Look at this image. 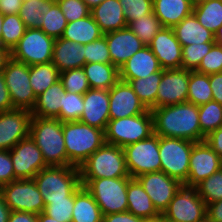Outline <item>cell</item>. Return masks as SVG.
<instances>
[{"label":"cell","instance_id":"obj_1","mask_svg":"<svg viewBox=\"0 0 222 222\" xmlns=\"http://www.w3.org/2000/svg\"><path fill=\"white\" fill-rule=\"evenodd\" d=\"M154 134L161 137L205 141L199 125V109L190 102L157 107L151 110Z\"/></svg>","mask_w":222,"mask_h":222},{"label":"cell","instance_id":"obj_2","mask_svg":"<svg viewBox=\"0 0 222 222\" xmlns=\"http://www.w3.org/2000/svg\"><path fill=\"white\" fill-rule=\"evenodd\" d=\"M30 136L42 152L48 166H73L65 150L63 122L56 118L32 116Z\"/></svg>","mask_w":222,"mask_h":222},{"label":"cell","instance_id":"obj_3","mask_svg":"<svg viewBox=\"0 0 222 222\" xmlns=\"http://www.w3.org/2000/svg\"><path fill=\"white\" fill-rule=\"evenodd\" d=\"M63 137L67 158L78 168L105 143L104 130L80 121L63 122Z\"/></svg>","mask_w":222,"mask_h":222},{"label":"cell","instance_id":"obj_4","mask_svg":"<svg viewBox=\"0 0 222 222\" xmlns=\"http://www.w3.org/2000/svg\"><path fill=\"white\" fill-rule=\"evenodd\" d=\"M33 179L45 206L50 200H66L81 186L79 168L75 166H48Z\"/></svg>","mask_w":222,"mask_h":222},{"label":"cell","instance_id":"obj_5","mask_svg":"<svg viewBox=\"0 0 222 222\" xmlns=\"http://www.w3.org/2000/svg\"><path fill=\"white\" fill-rule=\"evenodd\" d=\"M80 179L130 177L122 147L104 143L79 166Z\"/></svg>","mask_w":222,"mask_h":222},{"label":"cell","instance_id":"obj_6","mask_svg":"<svg viewBox=\"0 0 222 222\" xmlns=\"http://www.w3.org/2000/svg\"><path fill=\"white\" fill-rule=\"evenodd\" d=\"M131 177L80 179L103 215L127 212V188Z\"/></svg>","mask_w":222,"mask_h":222},{"label":"cell","instance_id":"obj_7","mask_svg":"<svg viewBox=\"0 0 222 222\" xmlns=\"http://www.w3.org/2000/svg\"><path fill=\"white\" fill-rule=\"evenodd\" d=\"M105 143L124 148L154 134L151 110L132 117L109 120L104 131Z\"/></svg>","mask_w":222,"mask_h":222},{"label":"cell","instance_id":"obj_8","mask_svg":"<svg viewBox=\"0 0 222 222\" xmlns=\"http://www.w3.org/2000/svg\"><path fill=\"white\" fill-rule=\"evenodd\" d=\"M194 143L187 139L159 136L161 171L184 184L188 178Z\"/></svg>","mask_w":222,"mask_h":222},{"label":"cell","instance_id":"obj_9","mask_svg":"<svg viewBox=\"0 0 222 222\" xmlns=\"http://www.w3.org/2000/svg\"><path fill=\"white\" fill-rule=\"evenodd\" d=\"M2 73L13 109H25L32 112L37 96L30 84L29 66L11 57Z\"/></svg>","mask_w":222,"mask_h":222},{"label":"cell","instance_id":"obj_10","mask_svg":"<svg viewBox=\"0 0 222 222\" xmlns=\"http://www.w3.org/2000/svg\"><path fill=\"white\" fill-rule=\"evenodd\" d=\"M123 150L126 168L131 178L161 171L158 135L152 134L145 140L126 145Z\"/></svg>","mask_w":222,"mask_h":222},{"label":"cell","instance_id":"obj_11","mask_svg":"<svg viewBox=\"0 0 222 222\" xmlns=\"http://www.w3.org/2000/svg\"><path fill=\"white\" fill-rule=\"evenodd\" d=\"M54 42L55 39L40 28H27L12 49L11 57L28 66L52 62Z\"/></svg>","mask_w":222,"mask_h":222},{"label":"cell","instance_id":"obj_12","mask_svg":"<svg viewBox=\"0 0 222 222\" xmlns=\"http://www.w3.org/2000/svg\"><path fill=\"white\" fill-rule=\"evenodd\" d=\"M0 196L11 211L40 214L45 204L34 179H16L0 187Z\"/></svg>","mask_w":222,"mask_h":222},{"label":"cell","instance_id":"obj_13","mask_svg":"<svg viewBox=\"0 0 222 222\" xmlns=\"http://www.w3.org/2000/svg\"><path fill=\"white\" fill-rule=\"evenodd\" d=\"M207 205L195 187L182 185L162 216L166 222H201L206 219Z\"/></svg>","mask_w":222,"mask_h":222},{"label":"cell","instance_id":"obj_14","mask_svg":"<svg viewBox=\"0 0 222 222\" xmlns=\"http://www.w3.org/2000/svg\"><path fill=\"white\" fill-rule=\"evenodd\" d=\"M9 152L17 179H33L37 173L48 167L31 136L19 141Z\"/></svg>","mask_w":222,"mask_h":222},{"label":"cell","instance_id":"obj_15","mask_svg":"<svg viewBox=\"0 0 222 222\" xmlns=\"http://www.w3.org/2000/svg\"><path fill=\"white\" fill-rule=\"evenodd\" d=\"M136 179L140 182L161 215L183 185L180 181L162 171L145 173L136 177Z\"/></svg>","mask_w":222,"mask_h":222},{"label":"cell","instance_id":"obj_16","mask_svg":"<svg viewBox=\"0 0 222 222\" xmlns=\"http://www.w3.org/2000/svg\"><path fill=\"white\" fill-rule=\"evenodd\" d=\"M222 158L205 142H195L189 163L187 181L183 184L195 187L204 179L221 169Z\"/></svg>","mask_w":222,"mask_h":222},{"label":"cell","instance_id":"obj_17","mask_svg":"<svg viewBox=\"0 0 222 222\" xmlns=\"http://www.w3.org/2000/svg\"><path fill=\"white\" fill-rule=\"evenodd\" d=\"M32 113L12 109L0 113V150H11L19 141L30 136Z\"/></svg>","mask_w":222,"mask_h":222},{"label":"cell","instance_id":"obj_18","mask_svg":"<svg viewBox=\"0 0 222 222\" xmlns=\"http://www.w3.org/2000/svg\"><path fill=\"white\" fill-rule=\"evenodd\" d=\"M190 71L185 69H163L158 86L156 108L187 101Z\"/></svg>","mask_w":222,"mask_h":222},{"label":"cell","instance_id":"obj_19","mask_svg":"<svg viewBox=\"0 0 222 222\" xmlns=\"http://www.w3.org/2000/svg\"><path fill=\"white\" fill-rule=\"evenodd\" d=\"M110 120L143 114L149 109L135 94L129 83L119 80L110 90Z\"/></svg>","mask_w":222,"mask_h":222},{"label":"cell","instance_id":"obj_20","mask_svg":"<svg viewBox=\"0 0 222 222\" xmlns=\"http://www.w3.org/2000/svg\"><path fill=\"white\" fill-rule=\"evenodd\" d=\"M148 47L157 57L162 69L181 68L182 46L172 28L162 27Z\"/></svg>","mask_w":222,"mask_h":222},{"label":"cell","instance_id":"obj_21","mask_svg":"<svg viewBox=\"0 0 222 222\" xmlns=\"http://www.w3.org/2000/svg\"><path fill=\"white\" fill-rule=\"evenodd\" d=\"M83 100L84 110L79 121L105 131L110 120L109 90L90 88L83 95Z\"/></svg>","mask_w":222,"mask_h":222},{"label":"cell","instance_id":"obj_22","mask_svg":"<svg viewBox=\"0 0 222 222\" xmlns=\"http://www.w3.org/2000/svg\"><path fill=\"white\" fill-rule=\"evenodd\" d=\"M104 35L107 41L111 63L118 69L145 46L128 27Z\"/></svg>","mask_w":222,"mask_h":222},{"label":"cell","instance_id":"obj_23","mask_svg":"<svg viewBox=\"0 0 222 222\" xmlns=\"http://www.w3.org/2000/svg\"><path fill=\"white\" fill-rule=\"evenodd\" d=\"M161 69L152 50L144 46L119 68V80L128 83L132 79L145 78Z\"/></svg>","mask_w":222,"mask_h":222},{"label":"cell","instance_id":"obj_24","mask_svg":"<svg viewBox=\"0 0 222 222\" xmlns=\"http://www.w3.org/2000/svg\"><path fill=\"white\" fill-rule=\"evenodd\" d=\"M85 45L66 40L62 37L55 39L52 63L59 72L83 68L85 64Z\"/></svg>","mask_w":222,"mask_h":222},{"label":"cell","instance_id":"obj_25","mask_svg":"<svg viewBox=\"0 0 222 222\" xmlns=\"http://www.w3.org/2000/svg\"><path fill=\"white\" fill-rule=\"evenodd\" d=\"M90 14L103 34L127 27L119 0H105L91 9Z\"/></svg>","mask_w":222,"mask_h":222},{"label":"cell","instance_id":"obj_26","mask_svg":"<svg viewBox=\"0 0 222 222\" xmlns=\"http://www.w3.org/2000/svg\"><path fill=\"white\" fill-rule=\"evenodd\" d=\"M153 12L163 27L173 28L193 12L190 0H153Z\"/></svg>","mask_w":222,"mask_h":222},{"label":"cell","instance_id":"obj_27","mask_svg":"<svg viewBox=\"0 0 222 222\" xmlns=\"http://www.w3.org/2000/svg\"><path fill=\"white\" fill-rule=\"evenodd\" d=\"M172 29L181 46L215 42V34L203 27L193 12Z\"/></svg>","mask_w":222,"mask_h":222},{"label":"cell","instance_id":"obj_28","mask_svg":"<svg viewBox=\"0 0 222 222\" xmlns=\"http://www.w3.org/2000/svg\"><path fill=\"white\" fill-rule=\"evenodd\" d=\"M127 201V211L135 216L151 219L161 215L136 178H131L128 182Z\"/></svg>","mask_w":222,"mask_h":222},{"label":"cell","instance_id":"obj_29","mask_svg":"<svg viewBox=\"0 0 222 222\" xmlns=\"http://www.w3.org/2000/svg\"><path fill=\"white\" fill-rule=\"evenodd\" d=\"M66 91L59 80L37 97L32 116L40 118H56L63 106Z\"/></svg>","mask_w":222,"mask_h":222},{"label":"cell","instance_id":"obj_30","mask_svg":"<svg viewBox=\"0 0 222 222\" xmlns=\"http://www.w3.org/2000/svg\"><path fill=\"white\" fill-rule=\"evenodd\" d=\"M71 222H103L100 207L83 185L74 192Z\"/></svg>","mask_w":222,"mask_h":222},{"label":"cell","instance_id":"obj_31","mask_svg":"<svg viewBox=\"0 0 222 222\" xmlns=\"http://www.w3.org/2000/svg\"><path fill=\"white\" fill-rule=\"evenodd\" d=\"M103 35L98 24L90 14L85 18L67 23L62 38L86 45Z\"/></svg>","mask_w":222,"mask_h":222},{"label":"cell","instance_id":"obj_32","mask_svg":"<svg viewBox=\"0 0 222 222\" xmlns=\"http://www.w3.org/2000/svg\"><path fill=\"white\" fill-rule=\"evenodd\" d=\"M83 69L92 89L110 90L119 81V69L112 63H86Z\"/></svg>","mask_w":222,"mask_h":222},{"label":"cell","instance_id":"obj_33","mask_svg":"<svg viewBox=\"0 0 222 222\" xmlns=\"http://www.w3.org/2000/svg\"><path fill=\"white\" fill-rule=\"evenodd\" d=\"M29 75L37 97L60 80V72L52 62L29 66Z\"/></svg>","mask_w":222,"mask_h":222},{"label":"cell","instance_id":"obj_34","mask_svg":"<svg viewBox=\"0 0 222 222\" xmlns=\"http://www.w3.org/2000/svg\"><path fill=\"white\" fill-rule=\"evenodd\" d=\"M163 74V69L145 78L132 79L128 83L142 103L149 109L156 108L158 86Z\"/></svg>","mask_w":222,"mask_h":222},{"label":"cell","instance_id":"obj_35","mask_svg":"<svg viewBox=\"0 0 222 222\" xmlns=\"http://www.w3.org/2000/svg\"><path fill=\"white\" fill-rule=\"evenodd\" d=\"M199 23L214 34L222 26V0H208L193 6Z\"/></svg>","mask_w":222,"mask_h":222},{"label":"cell","instance_id":"obj_36","mask_svg":"<svg viewBox=\"0 0 222 222\" xmlns=\"http://www.w3.org/2000/svg\"><path fill=\"white\" fill-rule=\"evenodd\" d=\"M211 100H213V92L209 82V75L190 71L187 102L199 106Z\"/></svg>","mask_w":222,"mask_h":222},{"label":"cell","instance_id":"obj_37","mask_svg":"<svg viewBox=\"0 0 222 222\" xmlns=\"http://www.w3.org/2000/svg\"><path fill=\"white\" fill-rule=\"evenodd\" d=\"M55 3V0H30L23 2L19 17L27 28H40L45 14Z\"/></svg>","mask_w":222,"mask_h":222},{"label":"cell","instance_id":"obj_38","mask_svg":"<svg viewBox=\"0 0 222 222\" xmlns=\"http://www.w3.org/2000/svg\"><path fill=\"white\" fill-rule=\"evenodd\" d=\"M26 29L27 27L20 19L19 14L4 15L1 45L12 51L26 32Z\"/></svg>","mask_w":222,"mask_h":222},{"label":"cell","instance_id":"obj_39","mask_svg":"<svg viewBox=\"0 0 222 222\" xmlns=\"http://www.w3.org/2000/svg\"><path fill=\"white\" fill-rule=\"evenodd\" d=\"M127 27L141 40V42L148 46L153 37L163 27L160 20L152 12L147 15H143L138 20L130 22Z\"/></svg>","mask_w":222,"mask_h":222},{"label":"cell","instance_id":"obj_40","mask_svg":"<svg viewBox=\"0 0 222 222\" xmlns=\"http://www.w3.org/2000/svg\"><path fill=\"white\" fill-rule=\"evenodd\" d=\"M201 132L207 136L222 126V104L211 100L198 106Z\"/></svg>","mask_w":222,"mask_h":222},{"label":"cell","instance_id":"obj_41","mask_svg":"<svg viewBox=\"0 0 222 222\" xmlns=\"http://www.w3.org/2000/svg\"><path fill=\"white\" fill-rule=\"evenodd\" d=\"M206 205L222 200V168L195 186Z\"/></svg>","mask_w":222,"mask_h":222},{"label":"cell","instance_id":"obj_42","mask_svg":"<svg viewBox=\"0 0 222 222\" xmlns=\"http://www.w3.org/2000/svg\"><path fill=\"white\" fill-rule=\"evenodd\" d=\"M67 20L60 7L55 3L45 14L40 29L54 39L62 37Z\"/></svg>","mask_w":222,"mask_h":222},{"label":"cell","instance_id":"obj_43","mask_svg":"<svg viewBox=\"0 0 222 222\" xmlns=\"http://www.w3.org/2000/svg\"><path fill=\"white\" fill-rule=\"evenodd\" d=\"M215 42L182 46L181 68L196 71L203 57L210 51Z\"/></svg>","mask_w":222,"mask_h":222},{"label":"cell","instance_id":"obj_44","mask_svg":"<svg viewBox=\"0 0 222 222\" xmlns=\"http://www.w3.org/2000/svg\"><path fill=\"white\" fill-rule=\"evenodd\" d=\"M60 81L66 92L84 95L89 89L87 76L83 68L70 69L60 73Z\"/></svg>","mask_w":222,"mask_h":222},{"label":"cell","instance_id":"obj_45","mask_svg":"<svg viewBox=\"0 0 222 222\" xmlns=\"http://www.w3.org/2000/svg\"><path fill=\"white\" fill-rule=\"evenodd\" d=\"M84 110L83 95L77 93L66 92L64 97L63 106L60 114L56 119L61 122L79 121Z\"/></svg>","mask_w":222,"mask_h":222},{"label":"cell","instance_id":"obj_46","mask_svg":"<svg viewBox=\"0 0 222 222\" xmlns=\"http://www.w3.org/2000/svg\"><path fill=\"white\" fill-rule=\"evenodd\" d=\"M74 206V193L66 200H50L45 206L44 213L59 222H71Z\"/></svg>","mask_w":222,"mask_h":222},{"label":"cell","instance_id":"obj_47","mask_svg":"<svg viewBox=\"0 0 222 222\" xmlns=\"http://www.w3.org/2000/svg\"><path fill=\"white\" fill-rule=\"evenodd\" d=\"M127 25L153 12V0H119Z\"/></svg>","mask_w":222,"mask_h":222},{"label":"cell","instance_id":"obj_48","mask_svg":"<svg viewBox=\"0 0 222 222\" xmlns=\"http://www.w3.org/2000/svg\"><path fill=\"white\" fill-rule=\"evenodd\" d=\"M86 63H111L105 35L85 45Z\"/></svg>","mask_w":222,"mask_h":222},{"label":"cell","instance_id":"obj_49","mask_svg":"<svg viewBox=\"0 0 222 222\" xmlns=\"http://www.w3.org/2000/svg\"><path fill=\"white\" fill-rule=\"evenodd\" d=\"M64 13L67 22H73L90 15V9L83 0H55Z\"/></svg>","mask_w":222,"mask_h":222},{"label":"cell","instance_id":"obj_50","mask_svg":"<svg viewBox=\"0 0 222 222\" xmlns=\"http://www.w3.org/2000/svg\"><path fill=\"white\" fill-rule=\"evenodd\" d=\"M196 72L206 75L222 72V47L214 44L203 57Z\"/></svg>","mask_w":222,"mask_h":222},{"label":"cell","instance_id":"obj_51","mask_svg":"<svg viewBox=\"0 0 222 222\" xmlns=\"http://www.w3.org/2000/svg\"><path fill=\"white\" fill-rule=\"evenodd\" d=\"M16 179L10 152L0 150V187Z\"/></svg>","mask_w":222,"mask_h":222},{"label":"cell","instance_id":"obj_52","mask_svg":"<svg viewBox=\"0 0 222 222\" xmlns=\"http://www.w3.org/2000/svg\"><path fill=\"white\" fill-rule=\"evenodd\" d=\"M144 220L128 211L103 215V222H144Z\"/></svg>","mask_w":222,"mask_h":222},{"label":"cell","instance_id":"obj_53","mask_svg":"<svg viewBox=\"0 0 222 222\" xmlns=\"http://www.w3.org/2000/svg\"><path fill=\"white\" fill-rule=\"evenodd\" d=\"M12 109L13 106L6 86L5 78L3 73L0 72V113Z\"/></svg>","mask_w":222,"mask_h":222},{"label":"cell","instance_id":"obj_54","mask_svg":"<svg viewBox=\"0 0 222 222\" xmlns=\"http://www.w3.org/2000/svg\"><path fill=\"white\" fill-rule=\"evenodd\" d=\"M205 142L222 158V126L210 132Z\"/></svg>","mask_w":222,"mask_h":222},{"label":"cell","instance_id":"obj_55","mask_svg":"<svg viewBox=\"0 0 222 222\" xmlns=\"http://www.w3.org/2000/svg\"><path fill=\"white\" fill-rule=\"evenodd\" d=\"M209 82L213 92V100L222 104V72L210 74Z\"/></svg>","mask_w":222,"mask_h":222},{"label":"cell","instance_id":"obj_56","mask_svg":"<svg viewBox=\"0 0 222 222\" xmlns=\"http://www.w3.org/2000/svg\"><path fill=\"white\" fill-rule=\"evenodd\" d=\"M23 0H0V11L3 15L19 14Z\"/></svg>","mask_w":222,"mask_h":222},{"label":"cell","instance_id":"obj_57","mask_svg":"<svg viewBox=\"0 0 222 222\" xmlns=\"http://www.w3.org/2000/svg\"><path fill=\"white\" fill-rule=\"evenodd\" d=\"M206 218L210 222H222V200L207 205Z\"/></svg>","mask_w":222,"mask_h":222},{"label":"cell","instance_id":"obj_58","mask_svg":"<svg viewBox=\"0 0 222 222\" xmlns=\"http://www.w3.org/2000/svg\"><path fill=\"white\" fill-rule=\"evenodd\" d=\"M8 222H38V215L24 211H11Z\"/></svg>","mask_w":222,"mask_h":222},{"label":"cell","instance_id":"obj_59","mask_svg":"<svg viewBox=\"0 0 222 222\" xmlns=\"http://www.w3.org/2000/svg\"><path fill=\"white\" fill-rule=\"evenodd\" d=\"M11 210L4 201V199L0 196V222H8Z\"/></svg>","mask_w":222,"mask_h":222},{"label":"cell","instance_id":"obj_60","mask_svg":"<svg viewBox=\"0 0 222 222\" xmlns=\"http://www.w3.org/2000/svg\"><path fill=\"white\" fill-rule=\"evenodd\" d=\"M11 58V51L0 45V72L6 67L8 60Z\"/></svg>","mask_w":222,"mask_h":222},{"label":"cell","instance_id":"obj_61","mask_svg":"<svg viewBox=\"0 0 222 222\" xmlns=\"http://www.w3.org/2000/svg\"><path fill=\"white\" fill-rule=\"evenodd\" d=\"M38 222H59V221L49 217L44 212H41L40 214H38Z\"/></svg>","mask_w":222,"mask_h":222},{"label":"cell","instance_id":"obj_62","mask_svg":"<svg viewBox=\"0 0 222 222\" xmlns=\"http://www.w3.org/2000/svg\"><path fill=\"white\" fill-rule=\"evenodd\" d=\"M215 44L222 47V26L215 33Z\"/></svg>","mask_w":222,"mask_h":222},{"label":"cell","instance_id":"obj_63","mask_svg":"<svg viewBox=\"0 0 222 222\" xmlns=\"http://www.w3.org/2000/svg\"><path fill=\"white\" fill-rule=\"evenodd\" d=\"M86 5L88 6V8L91 10L94 7L98 6L99 4H101L103 1L105 0H83Z\"/></svg>","mask_w":222,"mask_h":222},{"label":"cell","instance_id":"obj_64","mask_svg":"<svg viewBox=\"0 0 222 222\" xmlns=\"http://www.w3.org/2000/svg\"><path fill=\"white\" fill-rule=\"evenodd\" d=\"M144 222H166V220L164 219L162 215H160L156 218L145 219Z\"/></svg>","mask_w":222,"mask_h":222},{"label":"cell","instance_id":"obj_65","mask_svg":"<svg viewBox=\"0 0 222 222\" xmlns=\"http://www.w3.org/2000/svg\"><path fill=\"white\" fill-rule=\"evenodd\" d=\"M3 20H4V15L0 11V45H1V35H2V23H3Z\"/></svg>","mask_w":222,"mask_h":222},{"label":"cell","instance_id":"obj_66","mask_svg":"<svg viewBox=\"0 0 222 222\" xmlns=\"http://www.w3.org/2000/svg\"><path fill=\"white\" fill-rule=\"evenodd\" d=\"M190 1H191L192 5L195 6L199 3H202V2H205V1H208V0H190Z\"/></svg>","mask_w":222,"mask_h":222},{"label":"cell","instance_id":"obj_67","mask_svg":"<svg viewBox=\"0 0 222 222\" xmlns=\"http://www.w3.org/2000/svg\"><path fill=\"white\" fill-rule=\"evenodd\" d=\"M201 222H210V221L206 218L205 220H203Z\"/></svg>","mask_w":222,"mask_h":222}]
</instances>
